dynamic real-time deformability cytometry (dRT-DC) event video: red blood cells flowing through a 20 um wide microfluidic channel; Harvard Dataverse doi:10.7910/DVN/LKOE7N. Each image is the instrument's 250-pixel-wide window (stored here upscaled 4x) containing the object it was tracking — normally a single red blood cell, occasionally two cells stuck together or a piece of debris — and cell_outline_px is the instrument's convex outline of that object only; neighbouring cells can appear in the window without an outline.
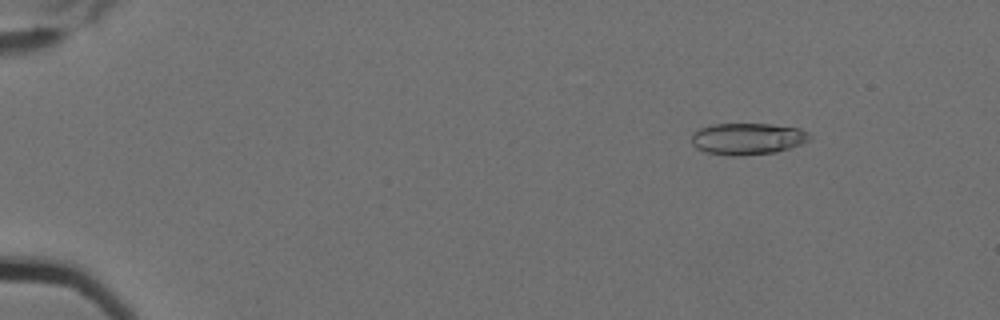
{"species": "Egyptian fruit bat (a non-hibernating species)", "species_latin": "Rousettus aegyptiacus", "temperature_condition": "cold", "stored_images_in_passage": 5, "camera_frame_rate_fps": 3000, "um_per_image_px": 0.085, "animal": {"sex": "female"}, "frame": {"image": 1, "passage_image": 1, "time_ms": 0.0, "image_size_px": [1000, 320], "cell_outline_px": [[812, 136], [808, 140], [800, 144], [776, 152], [740, 156], [732, 156], [708, 152], [696, 148], [692, 144], [692, 132], [700, 128], [712, 124], [772, 124], [800, 128], [808, 132]], "centroid_in_image_um": [63.54, 11.79], "position_along_channel_um": 21.5, "area_um2": 21.79}}
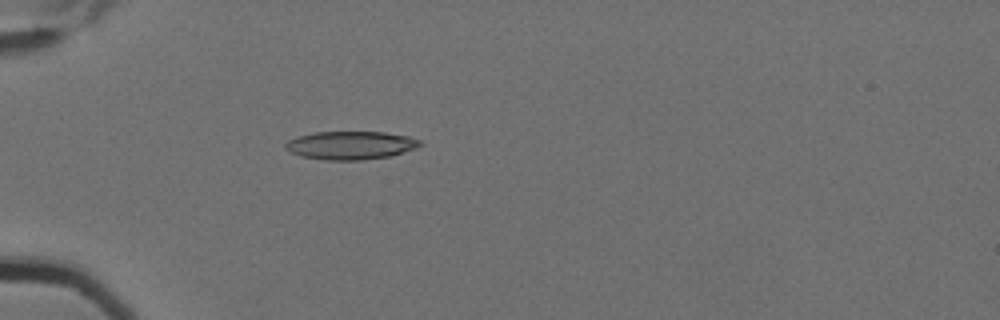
{"frame": {"image": 2, "passage_image": 4, "time_ms": 1.0, "image_size_px": [1000, 320], "cell_outline_px": [[420, 144], [416, 148], [392, 156], [364, 160], [324, 160], [300, 156], [284, 148], [284, 144], [288, 140], [300, 136], [316, 132], [384, 132], [408, 136], [420, 140]], "centroid_in_image_um": [29.8, 12.36], "position_along_channel_um": 55.2, "area_um2": 22.14}}